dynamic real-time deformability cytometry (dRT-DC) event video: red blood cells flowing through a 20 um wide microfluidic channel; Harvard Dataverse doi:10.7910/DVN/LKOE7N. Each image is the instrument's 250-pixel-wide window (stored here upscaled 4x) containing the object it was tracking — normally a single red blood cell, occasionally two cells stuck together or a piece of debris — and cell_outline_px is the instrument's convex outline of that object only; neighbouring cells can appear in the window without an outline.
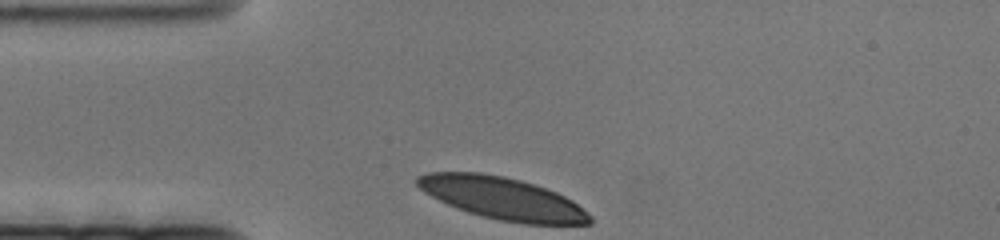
{"species": "human", "species_latin": "Homo sapiens", "temperature_condition": "cold", "stored_images_in_passage": 44, "camera_frame_rate_fps": 3000, "um_per_image_px": 0.085, "donor": {"sex": "female"}, "frame": {"image": 1, "passage_image": 1, "time_ms": 0.0, "image_size_px": [1000, 240], "cell_outline_px": [[592, 224], [524, 224], [500, 220], [480, 216], [456, 208], [424, 192], [416, 184], [416, 176], [428, 172], [480, 172], [504, 176], [520, 180], [556, 192], [572, 200], [592, 216]], "centroid_in_image_um": [42.7, 16.86], "position_along_channel_um": 42.3, "area_um2": 42.37}}
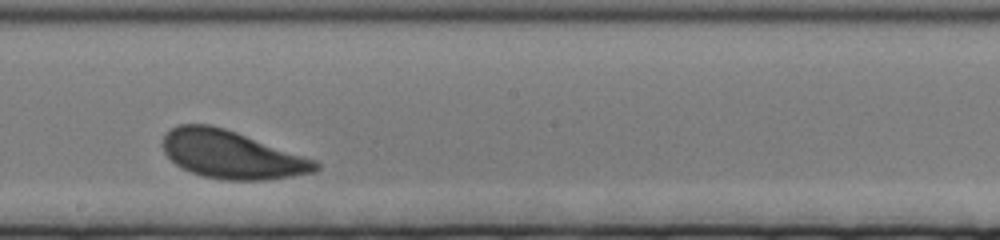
{"frame": {"image": 2, "passage_image": 26, "time_ms": 8.333, "image_size_px": [1000, 240], "cell_outline_px": [[320, 168], [316, 172], [292, 176], [264, 180], [228, 180], [204, 176], [192, 172], [176, 164], [164, 152], [164, 136], [176, 124], [208, 124], [224, 128], [236, 132], [316, 160], [320, 164]], "centroid_in_image_um": [19.71, 13.14], "position_along_channel_um": 228.5, "area_um2": 42.14}}
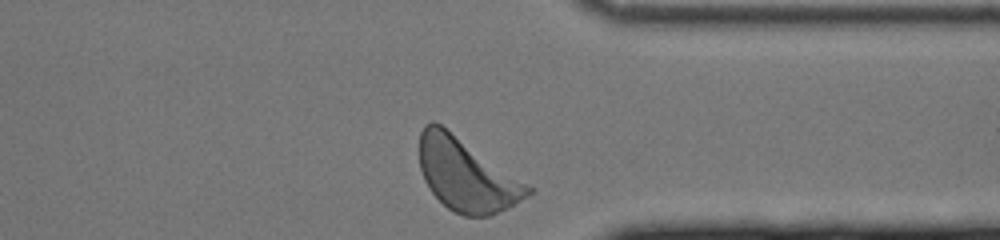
{"frame": {"image": 3, "passage_image": 44, "time_ms": 14.333, "image_size_px": [1000, 240], "cell_outline_px": [[536, 192], [508, 208], [492, 216], [464, 216], [448, 208], [432, 192], [424, 180], [420, 168], [420, 132], [424, 124], [432, 120], [436, 120], [536, 188]], "centroid_in_image_um": [39.7, 14.84], "position_along_channel_um": 371.7, "area_um2": 46.59}}